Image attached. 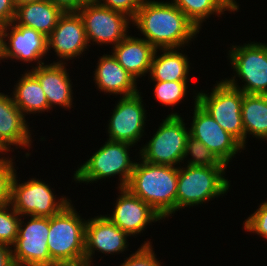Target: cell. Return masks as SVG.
<instances>
[{"mask_svg": "<svg viewBox=\"0 0 267 266\" xmlns=\"http://www.w3.org/2000/svg\"><path fill=\"white\" fill-rule=\"evenodd\" d=\"M132 25L155 49L189 46L200 30L172 2L144 0ZM189 44V45H188Z\"/></svg>", "mask_w": 267, "mask_h": 266, "instance_id": "1", "label": "cell"}, {"mask_svg": "<svg viewBox=\"0 0 267 266\" xmlns=\"http://www.w3.org/2000/svg\"><path fill=\"white\" fill-rule=\"evenodd\" d=\"M126 188L165 220L176 214L178 167L151 164L139 157ZM173 214V215H172Z\"/></svg>", "mask_w": 267, "mask_h": 266, "instance_id": "2", "label": "cell"}, {"mask_svg": "<svg viewBox=\"0 0 267 266\" xmlns=\"http://www.w3.org/2000/svg\"><path fill=\"white\" fill-rule=\"evenodd\" d=\"M71 201L59 213L49 218L47 246L56 264L85 262L86 221Z\"/></svg>", "mask_w": 267, "mask_h": 266, "instance_id": "3", "label": "cell"}, {"mask_svg": "<svg viewBox=\"0 0 267 266\" xmlns=\"http://www.w3.org/2000/svg\"><path fill=\"white\" fill-rule=\"evenodd\" d=\"M229 166L178 167L176 211L196 207L210 200L227 195L230 180L225 177Z\"/></svg>", "mask_w": 267, "mask_h": 266, "instance_id": "4", "label": "cell"}, {"mask_svg": "<svg viewBox=\"0 0 267 266\" xmlns=\"http://www.w3.org/2000/svg\"><path fill=\"white\" fill-rule=\"evenodd\" d=\"M132 147L134 145L127 142L107 139L86 162L77 167L73 180L76 183L90 184L117 175L120 181L117 188H125L136 164V158L131 159L129 154Z\"/></svg>", "mask_w": 267, "mask_h": 266, "instance_id": "5", "label": "cell"}, {"mask_svg": "<svg viewBox=\"0 0 267 266\" xmlns=\"http://www.w3.org/2000/svg\"><path fill=\"white\" fill-rule=\"evenodd\" d=\"M231 45L227 57L234 76L225 78L224 81L244 94L267 95V43L250 41Z\"/></svg>", "mask_w": 267, "mask_h": 266, "instance_id": "6", "label": "cell"}, {"mask_svg": "<svg viewBox=\"0 0 267 266\" xmlns=\"http://www.w3.org/2000/svg\"><path fill=\"white\" fill-rule=\"evenodd\" d=\"M178 112L172 111L162 119L157 131L137 152L139 158L151 164L179 167L182 165L190 129Z\"/></svg>", "mask_w": 267, "mask_h": 266, "instance_id": "7", "label": "cell"}, {"mask_svg": "<svg viewBox=\"0 0 267 266\" xmlns=\"http://www.w3.org/2000/svg\"><path fill=\"white\" fill-rule=\"evenodd\" d=\"M197 91V103L245 148V131L241 115L243 92L216 81L211 92Z\"/></svg>", "mask_w": 267, "mask_h": 266, "instance_id": "8", "label": "cell"}, {"mask_svg": "<svg viewBox=\"0 0 267 266\" xmlns=\"http://www.w3.org/2000/svg\"><path fill=\"white\" fill-rule=\"evenodd\" d=\"M20 179L16 171L11 184L10 202L20 216L50 218L71 202L68 196L57 198L50 184L41 178H29L23 182Z\"/></svg>", "mask_w": 267, "mask_h": 266, "instance_id": "9", "label": "cell"}, {"mask_svg": "<svg viewBox=\"0 0 267 266\" xmlns=\"http://www.w3.org/2000/svg\"><path fill=\"white\" fill-rule=\"evenodd\" d=\"M24 219H23V218ZM21 216L18 236L12 245L16 266H52L47 246L49 233L48 217ZM25 220V222H24ZM28 220V221H27Z\"/></svg>", "mask_w": 267, "mask_h": 266, "instance_id": "10", "label": "cell"}, {"mask_svg": "<svg viewBox=\"0 0 267 266\" xmlns=\"http://www.w3.org/2000/svg\"><path fill=\"white\" fill-rule=\"evenodd\" d=\"M77 12L91 45H112L113 48L129 34V26L133 27L130 17L97 3H86Z\"/></svg>", "mask_w": 267, "mask_h": 266, "instance_id": "11", "label": "cell"}, {"mask_svg": "<svg viewBox=\"0 0 267 266\" xmlns=\"http://www.w3.org/2000/svg\"><path fill=\"white\" fill-rule=\"evenodd\" d=\"M197 90L192 94L194 108L190 123V136L201 141L214 155L227 166L236 154H241L245 148L229 133H227L214 119L197 103Z\"/></svg>", "mask_w": 267, "mask_h": 266, "instance_id": "12", "label": "cell"}, {"mask_svg": "<svg viewBox=\"0 0 267 266\" xmlns=\"http://www.w3.org/2000/svg\"><path fill=\"white\" fill-rule=\"evenodd\" d=\"M142 92L121 96L111 112L107 124V139L137 145L145 134L147 110L143 103Z\"/></svg>", "mask_w": 267, "mask_h": 266, "instance_id": "13", "label": "cell"}, {"mask_svg": "<svg viewBox=\"0 0 267 266\" xmlns=\"http://www.w3.org/2000/svg\"><path fill=\"white\" fill-rule=\"evenodd\" d=\"M8 41V42H7ZM48 55L47 37L32 28L6 24L2 26V42L0 61L14 60L21 63L32 62L35 68L45 64ZM36 64V65H35Z\"/></svg>", "mask_w": 267, "mask_h": 266, "instance_id": "14", "label": "cell"}, {"mask_svg": "<svg viewBox=\"0 0 267 266\" xmlns=\"http://www.w3.org/2000/svg\"><path fill=\"white\" fill-rule=\"evenodd\" d=\"M48 53L51 49L57 59L52 63L65 64L83 56L89 51L84 23L78 12H64L58 19L57 25L47 38ZM89 47V48H88ZM87 49V50H86ZM86 51V52H85ZM82 55V56H81Z\"/></svg>", "mask_w": 267, "mask_h": 266, "instance_id": "15", "label": "cell"}, {"mask_svg": "<svg viewBox=\"0 0 267 266\" xmlns=\"http://www.w3.org/2000/svg\"><path fill=\"white\" fill-rule=\"evenodd\" d=\"M119 191L112 214H105L130 237L143 233L148 225L164 219L150 205L132 194L126 187ZM109 215V216H108Z\"/></svg>", "mask_w": 267, "mask_h": 266, "instance_id": "16", "label": "cell"}, {"mask_svg": "<svg viewBox=\"0 0 267 266\" xmlns=\"http://www.w3.org/2000/svg\"><path fill=\"white\" fill-rule=\"evenodd\" d=\"M130 236L116 226L106 215L88 218L85 235V262L94 263L95 252L106 256L126 252ZM116 253V254H115Z\"/></svg>", "mask_w": 267, "mask_h": 266, "instance_id": "17", "label": "cell"}, {"mask_svg": "<svg viewBox=\"0 0 267 266\" xmlns=\"http://www.w3.org/2000/svg\"><path fill=\"white\" fill-rule=\"evenodd\" d=\"M25 118L12 96L0 92V145L11 153L14 152L12 146L15 149H28V152L24 153L28 158L31 155L29 151L33 143V133L29 127L30 123Z\"/></svg>", "mask_w": 267, "mask_h": 266, "instance_id": "18", "label": "cell"}, {"mask_svg": "<svg viewBox=\"0 0 267 266\" xmlns=\"http://www.w3.org/2000/svg\"><path fill=\"white\" fill-rule=\"evenodd\" d=\"M67 64L46 62L29 70L41 84L51 110L57 106L69 110L73 107L74 89Z\"/></svg>", "mask_w": 267, "mask_h": 266, "instance_id": "19", "label": "cell"}, {"mask_svg": "<svg viewBox=\"0 0 267 266\" xmlns=\"http://www.w3.org/2000/svg\"><path fill=\"white\" fill-rule=\"evenodd\" d=\"M97 61L93 81L100 93L121 97L139 91L137 80L118 63L113 54L104 53Z\"/></svg>", "mask_w": 267, "mask_h": 266, "instance_id": "20", "label": "cell"}, {"mask_svg": "<svg viewBox=\"0 0 267 266\" xmlns=\"http://www.w3.org/2000/svg\"><path fill=\"white\" fill-rule=\"evenodd\" d=\"M113 49V50H112ZM111 49L118 63L130 73L137 82L138 78L149 75L155 48L143 38L130 33Z\"/></svg>", "mask_w": 267, "mask_h": 266, "instance_id": "21", "label": "cell"}, {"mask_svg": "<svg viewBox=\"0 0 267 266\" xmlns=\"http://www.w3.org/2000/svg\"><path fill=\"white\" fill-rule=\"evenodd\" d=\"M63 13L49 0L34 1L17 6L11 24L32 28L48 38Z\"/></svg>", "mask_w": 267, "mask_h": 266, "instance_id": "22", "label": "cell"}, {"mask_svg": "<svg viewBox=\"0 0 267 266\" xmlns=\"http://www.w3.org/2000/svg\"><path fill=\"white\" fill-rule=\"evenodd\" d=\"M183 52L184 50L182 51L180 48L156 49L152 57L148 79L168 82L190 81L191 63L186 52Z\"/></svg>", "mask_w": 267, "mask_h": 266, "instance_id": "23", "label": "cell"}, {"mask_svg": "<svg viewBox=\"0 0 267 266\" xmlns=\"http://www.w3.org/2000/svg\"><path fill=\"white\" fill-rule=\"evenodd\" d=\"M20 75L22 76L15 81L10 95L22 114L27 117L31 114L50 112L46 95L38 79L29 71V68Z\"/></svg>", "mask_w": 267, "mask_h": 266, "instance_id": "24", "label": "cell"}, {"mask_svg": "<svg viewBox=\"0 0 267 266\" xmlns=\"http://www.w3.org/2000/svg\"><path fill=\"white\" fill-rule=\"evenodd\" d=\"M241 115L245 131V149L248 135L267 140V95L244 94Z\"/></svg>", "mask_w": 267, "mask_h": 266, "instance_id": "25", "label": "cell"}, {"mask_svg": "<svg viewBox=\"0 0 267 266\" xmlns=\"http://www.w3.org/2000/svg\"><path fill=\"white\" fill-rule=\"evenodd\" d=\"M201 30L211 15L220 17L229 10L219 0H171ZM220 15V16H219Z\"/></svg>", "mask_w": 267, "mask_h": 266, "instance_id": "26", "label": "cell"}, {"mask_svg": "<svg viewBox=\"0 0 267 266\" xmlns=\"http://www.w3.org/2000/svg\"><path fill=\"white\" fill-rule=\"evenodd\" d=\"M154 84V96L163 107L174 108L188 98L189 81H150ZM187 96V97H186ZM185 98V99H184ZM180 102V103H179Z\"/></svg>", "mask_w": 267, "mask_h": 266, "instance_id": "27", "label": "cell"}, {"mask_svg": "<svg viewBox=\"0 0 267 266\" xmlns=\"http://www.w3.org/2000/svg\"><path fill=\"white\" fill-rule=\"evenodd\" d=\"M191 159H190V158ZM188 158V160H187ZM186 159V160H185ZM187 162H185V161ZM192 167L227 166L222 163L201 141L189 136L184 150L182 164Z\"/></svg>", "mask_w": 267, "mask_h": 266, "instance_id": "28", "label": "cell"}, {"mask_svg": "<svg viewBox=\"0 0 267 266\" xmlns=\"http://www.w3.org/2000/svg\"><path fill=\"white\" fill-rule=\"evenodd\" d=\"M21 216L11 204L0 207V243L12 246L18 236Z\"/></svg>", "mask_w": 267, "mask_h": 266, "instance_id": "29", "label": "cell"}, {"mask_svg": "<svg viewBox=\"0 0 267 266\" xmlns=\"http://www.w3.org/2000/svg\"><path fill=\"white\" fill-rule=\"evenodd\" d=\"M16 162L13 156L0 157V207L11 202V184L16 171Z\"/></svg>", "mask_w": 267, "mask_h": 266, "instance_id": "30", "label": "cell"}, {"mask_svg": "<svg viewBox=\"0 0 267 266\" xmlns=\"http://www.w3.org/2000/svg\"><path fill=\"white\" fill-rule=\"evenodd\" d=\"M150 241H144L140 245L139 248L132 254L129 255V257H126L124 262L121 263L119 266H162L161 260H158L156 257L154 248Z\"/></svg>", "mask_w": 267, "mask_h": 266, "instance_id": "31", "label": "cell"}, {"mask_svg": "<svg viewBox=\"0 0 267 266\" xmlns=\"http://www.w3.org/2000/svg\"><path fill=\"white\" fill-rule=\"evenodd\" d=\"M243 222L245 232L255 233L267 240V201L260 203L258 209Z\"/></svg>", "mask_w": 267, "mask_h": 266, "instance_id": "32", "label": "cell"}, {"mask_svg": "<svg viewBox=\"0 0 267 266\" xmlns=\"http://www.w3.org/2000/svg\"><path fill=\"white\" fill-rule=\"evenodd\" d=\"M144 0H97V4L121 12L132 20L135 18Z\"/></svg>", "mask_w": 267, "mask_h": 266, "instance_id": "33", "label": "cell"}, {"mask_svg": "<svg viewBox=\"0 0 267 266\" xmlns=\"http://www.w3.org/2000/svg\"><path fill=\"white\" fill-rule=\"evenodd\" d=\"M16 7L13 0H0V25L10 24L14 21Z\"/></svg>", "mask_w": 267, "mask_h": 266, "instance_id": "34", "label": "cell"}, {"mask_svg": "<svg viewBox=\"0 0 267 266\" xmlns=\"http://www.w3.org/2000/svg\"><path fill=\"white\" fill-rule=\"evenodd\" d=\"M63 12H77L84 3L81 0H49Z\"/></svg>", "mask_w": 267, "mask_h": 266, "instance_id": "35", "label": "cell"}, {"mask_svg": "<svg viewBox=\"0 0 267 266\" xmlns=\"http://www.w3.org/2000/svg\"><path fill=\"white\" fill-rule=\"evenodd\" d=\"M0 266H16L13 260L12 246L0 243Z\"/></svg>", "mask_w": 267, "mask_h": 266, "instance_id": "36", "label": "cell"}, {"mask_svg": "<svg viewBox=\"0 0 267 266\" xmlns=\"http://www.w3.org/2000/svg\"><path fill=\"white\" fill-rule=\"evenodd\" d=\"M230 13H234L235 11H239V4L236 2L237 0H219Z\"/></svg>", "mask_w": 267, "mask_h": 266, "instance_id": "37", "label": "cell"}, {"mask_svg": "<svg viewBox=\"0 0 267 266\" xmlns=\"http://www.w3.org/2000/svg\"><path fill=\"white\" fill-rule=\"evenodd\" d=\"M34 1H39V0H13L15 7L25 4V3H31Z\"/></svg>", "mask_w": 267, "mask_h": 266, "instance_id": "38", "label": "cell"}, {"mask_svg": "<svg viewBox=\"0 0 267 266\" xmlns=\"http://www.w3.org/2000/svg\"><path fill=\"white\" fill-rule=\"evenodd\" d=\"M9 153L0 145V157L8 155Z\"/></svg>", "mask_w": 267, "mask_h": 266, "instance_id": "39", "label": "cell"}, {"mask_svg": "<svg viewBox=\"0 0 267 266\" xmlns=\"http://www.w3.org/2000/svg\"><path fill=\"white\" fill-rule=\"evenodd\" d=\"M52 266H82V263H78V264H55Z\"/></svg>", "mask_w": 267, "mask_h": 266, "instance_id": "40", "label": "cell"}, {"mask_svg": "<svg viewBox=\"0 0 267 266\" xmlns=\"http://www.w3.org/2000/svg\"><path fill=\"white\" fill-rule=\"evenodd\" d=\"M1 42H2V26L0 25V57H1Z\"/></svg>", "mask_w": 267, "mask_h": 266, "instance_id": "41", "label": "cell"}, {"mask_svg": "<svg viewBox=\"0 0 267 266\" xmlns=\"http://www.w3.org/2000/svg\"><path fill=\"white\" fill-rule=\"evenodd\" d=\"M84 4L86 3H96L97 0H81Z\"/></svg>", "mask_w": 267, "mask_h": 266, "instance_id": "42", "label": "cell"}, {"mask_svg": "<svg viewBox=\"0 0 267 266\" xmlns=\"http://www.w3.org/2000/svg\"><path fill=\"white\" fill-rule=\"evenodd\" d=\"M93 264L94 263H91V262H84L82 263V266H94Z\"/></svg>", "mask_w": 267, "mask_h": 266, "instance_id": "43", "label": "cell"}]
</instances>
